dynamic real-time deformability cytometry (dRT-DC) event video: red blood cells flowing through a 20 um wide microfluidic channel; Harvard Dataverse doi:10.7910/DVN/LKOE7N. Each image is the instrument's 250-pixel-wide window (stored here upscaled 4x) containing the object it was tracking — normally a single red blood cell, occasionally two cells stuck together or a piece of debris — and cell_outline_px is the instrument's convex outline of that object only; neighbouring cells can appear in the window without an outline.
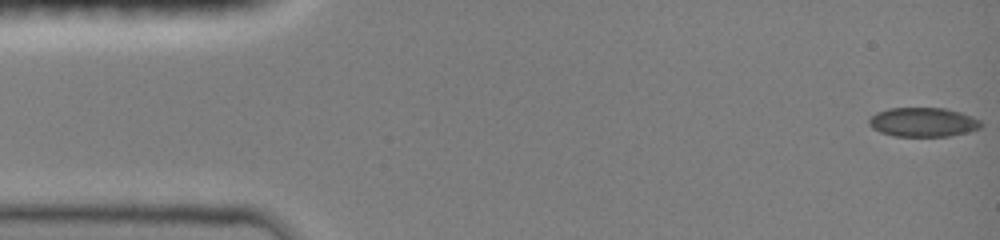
{"species": "common noctule bat (a hibernating species)", "species_latin": "Nyctalus noctula", "temperature_condition": "room temperature", "stored_images_in_passage": 48, "camera_frame_rate_fps": 3000, "um_per_image_px": 0.085, "animal": {"sex": "female", "body_mass_g": 19.0, "forearm_length_mm": 51.5}, "frame": {"image": 1, "passage_image": 1, "time_ms": 0.0, "image_size_px": [1000, 240], "cell_outline_px": [[984, 124], [980, 128], [968, 132], [948, 136], [892, 136], [880, 132], [872, 128], [868, 124], [868, 120], [876, 112], [888, 108], [944, 108], [960, 112], [972, 116], [980, 120]], "centroid_in_image_um": [78.46, 10.38], "position_along_channel_um": 6.5, "area_um2": 19.19}}
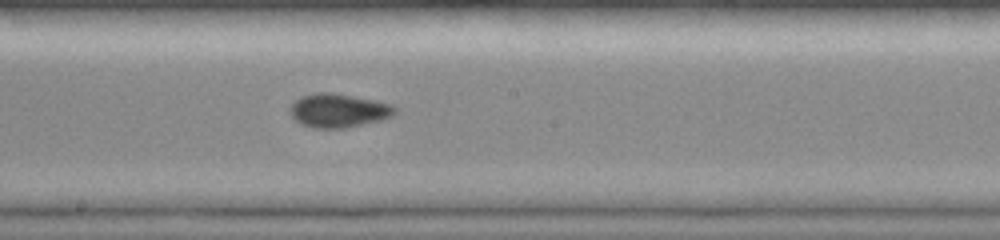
{"frame": {"image": 2, "passage_image": 26, "time_ms": 8.333, "image_size_px": [1000, 240], "cell_outline_px": [[396, 112], [392, 116], [380, 120], [344, 128], [312, 128], [300, 124], [288, 112], [288, 108], [300, 96], [316, 92], [332, 92], [376, 100], [392, 104], [396, 108]], "centroid_in_image_um": [28.74, 9.38], "position_along_channel_um": 219.5, "area_um2": 20.81}}
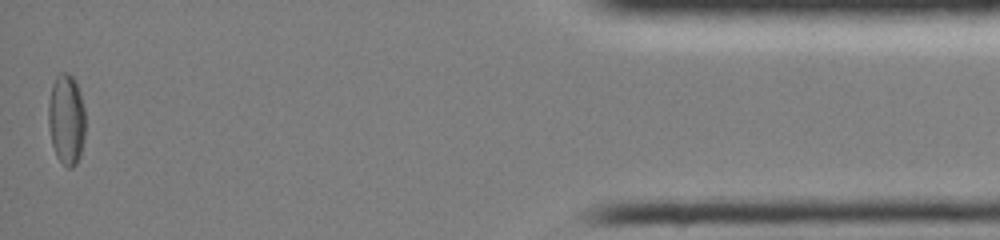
{"frame": {"image": 3, "passage_image": 47, "time_ms": 15.333, "image_size_px": [1000, 240], "cell_outline_px": [[84, 140], [80, 156], [76, 164], [72, 168], [68, 168], [56, 156], [52, 144], [48, 124], [48, 104], [52, 84], [56, 76], [60, 72], [68, 72], [76, 80], [80, 92], [84, 108]], "centroid_in_image_um": [5.64, 10.12], "position_along_channel_um": 429.6, "area_um2": 19.71}, "authors_computed_cell_mechanics": {"area_um2": 19.2185, "velocity_mm_per_s": 4.0333, "shape_relaxation_time_tau1_ms": null, "shape_relaxation_time_tau2_ms": 2.4557, "deformation_change_tau1": null, "deformation_change_tau2": 0.0539}}